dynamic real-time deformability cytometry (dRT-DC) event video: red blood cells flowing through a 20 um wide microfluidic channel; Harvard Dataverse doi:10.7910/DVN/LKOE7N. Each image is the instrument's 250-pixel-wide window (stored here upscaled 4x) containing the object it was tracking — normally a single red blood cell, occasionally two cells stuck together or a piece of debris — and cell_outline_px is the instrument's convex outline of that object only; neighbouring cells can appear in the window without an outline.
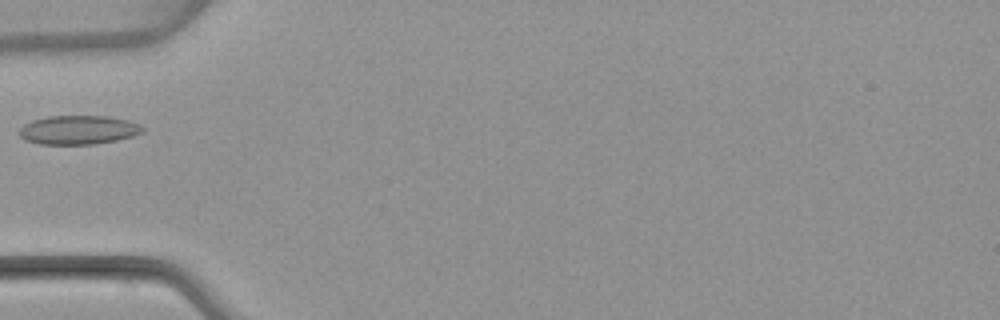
{"species": "common noctule bat (a hibernating species)", "species_latin": "Nyctalus noctula", "temperature_condition": "warm", "stored_images_in_passage": 4, "camera_frame_rate_fps": 3000, "um_per_image_px": 0.085, "animal": {"sex": "female", "body_mass_g": 22.7, "forearm_length_mm": 54.2}, "frame": {"image": 1, "passage_image": 3, "time_ms": 3.333, "image_size_px": [1000, 320], "cell_outline_px": [[144, 132], [132, 136], [116, 140], [92, 144], [40, 144], [24, 140], [16, 132], [24, 124], [32, 120], [48, 116], [104, 116], [128, 120], [140, 124], [144, 128]], "centroid_in_image_um": [6.63, 11.04], "position_along_channel_um": 78.4, "area_um2": 20.87}}
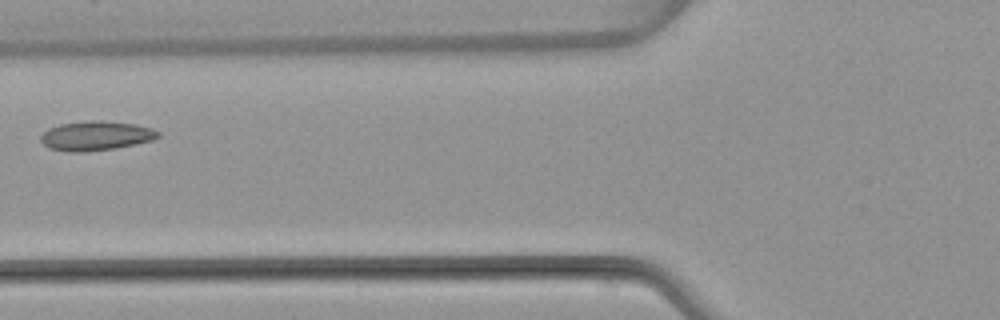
{"frame": {"image": 2, "passage_image": 4, "time_ms": 4.333, "image_size_px": [1000, 320], "cell_outline_px": [[160, 136], [152, 140], [136, 144], [116, 148], [84, 152], [68, 152], [48, 148], [40, 140], [40, 136], [48, 128], [60, 124], [88, 120], [100, 120], [136, 124], [152, 128], [160, 132]], "centroid_in_image_um": [8.15, 11.54], "position_along_channel_um": 117.7, "area_um2": 20.29}}